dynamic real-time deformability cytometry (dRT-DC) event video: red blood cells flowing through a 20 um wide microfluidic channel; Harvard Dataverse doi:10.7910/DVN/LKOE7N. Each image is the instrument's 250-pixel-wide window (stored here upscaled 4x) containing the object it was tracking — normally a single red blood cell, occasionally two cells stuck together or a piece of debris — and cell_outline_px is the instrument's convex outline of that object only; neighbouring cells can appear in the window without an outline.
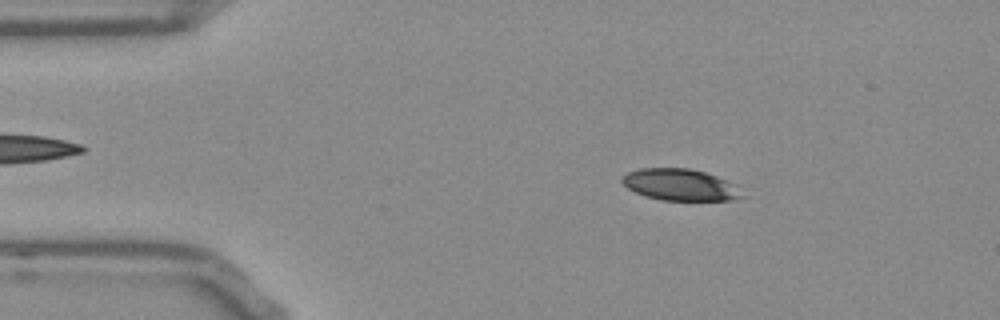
{"species": "Egyptian fruit bat (a non-hibernating species)", "species_latin": "Rousettus aegyptiacus", "temperature_condition": "room temperature", "stored_images_in_passage": 52, "camera_frame_rate_fps": 3000, "um_per_image_px": 0.085, "frame": {"image": 1, "passage_image": 8, "time_ms": 2.333, "image_size_px": [1000, 320], "cell_outline_px": [[748, 196], [736, 200], [660, 200], [636, 192], [628, 188], [620, 180], [628, 172], [640, 168], [688, 168], [704, 172], [716, 176], [724, 180]], "centroid_in_image_um": [57.81, 15.71], "position_along_channel_um": 27.2, "area_um2": 21.79}}
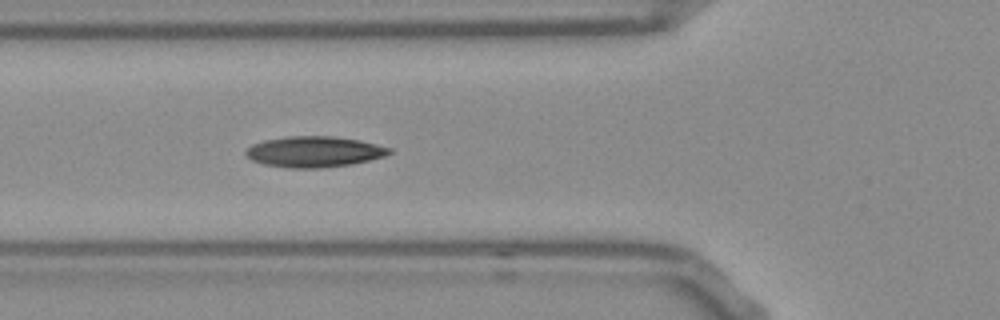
{"frame": {"image": 2, "passage_image": 18, "time_ms": 5.667, "image_size_px": [1000, 320], "cell_outline_px": [[392, 152], [384, 156], [352, 164], [320, 168], [288, 168], [264, 164], [252, 160], [244, 152], [252, 144], [264, 140], [288, 136], [332, 136], [360, 140], [392, 148]], "centroid_in_image_um": [26.71, 12.89], "position_along_channel_um": 99.1, "area_um2": 25.72}}
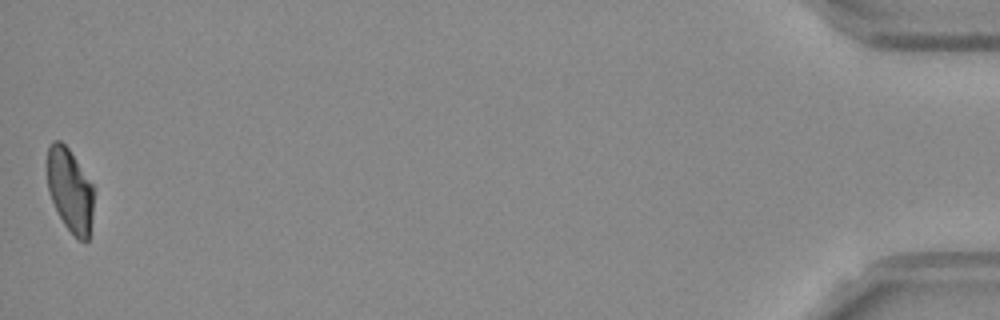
{"frame": {"image": 3, "passage_image": 52, "time_ms": 17.0, "image_size_px": [1000, 320], "cell_outline_px": [[92, 216], [88, 240], [76, 240], [64, 224], [48, 192], [48, 144], [52, 140], [60, 140], [68, 148], [92, 184]], "centroid_in_image_um": [5.93, 16.17], "position_along_channel_um": 429.3, "area_um2": 22.25}, "authors_computed_cell_mechanics": {"area_um2": 23.987, "velocity_mm_per_s": 3.8076, "shape_relaxation_time_tau1_ms": 9.9481, "shape_relaxation_time_tau2_ms": 2.9713, "deformation_change_tau1": 0.2519, "deformation_change_tau2": 0.0934}}